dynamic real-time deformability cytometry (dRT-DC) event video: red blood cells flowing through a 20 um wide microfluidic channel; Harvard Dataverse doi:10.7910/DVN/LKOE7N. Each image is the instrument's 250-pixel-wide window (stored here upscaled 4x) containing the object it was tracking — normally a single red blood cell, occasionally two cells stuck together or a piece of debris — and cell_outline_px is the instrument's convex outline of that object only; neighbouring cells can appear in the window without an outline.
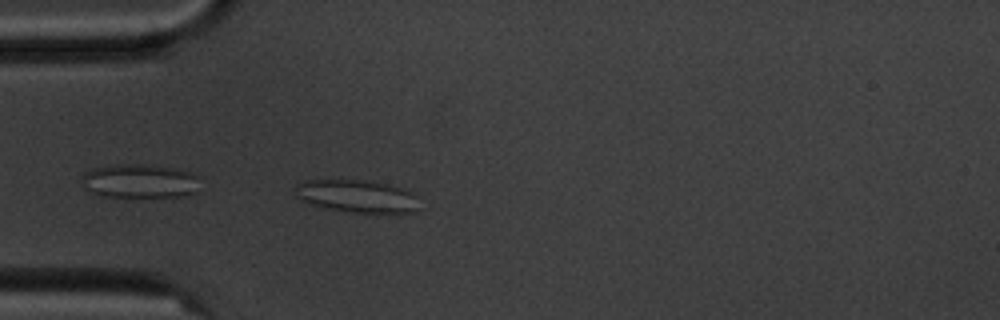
{"species": "common noctule bat (a hibernating species)", "species_latin": "Nyctalus noctula", "temperature_condition": "cold", "stored_images_in_passage": 5, "camera_frame_rate_fps": 3000, "um_per_image_px": 0.085, "animal": {"sex": "male", "body_mass_g": 20.1, "forearm_length_mm": 53.5}, "frame": {"image": 1, "passage_image": 5, "time_ms": 4.667, "image_size_px": [1000, 320], "cell_outline_px": [[420, 196], [416, 212], [348, 212], [324, 208], [300, 200], [296, 196], [296, 184], [304, 180], [364, 180], [388, 184], [412, 192]], "centroid_in_image_um": [30.35, 16.67], "position_along_channel_um": 54.7, "area_um2": 23.64}}